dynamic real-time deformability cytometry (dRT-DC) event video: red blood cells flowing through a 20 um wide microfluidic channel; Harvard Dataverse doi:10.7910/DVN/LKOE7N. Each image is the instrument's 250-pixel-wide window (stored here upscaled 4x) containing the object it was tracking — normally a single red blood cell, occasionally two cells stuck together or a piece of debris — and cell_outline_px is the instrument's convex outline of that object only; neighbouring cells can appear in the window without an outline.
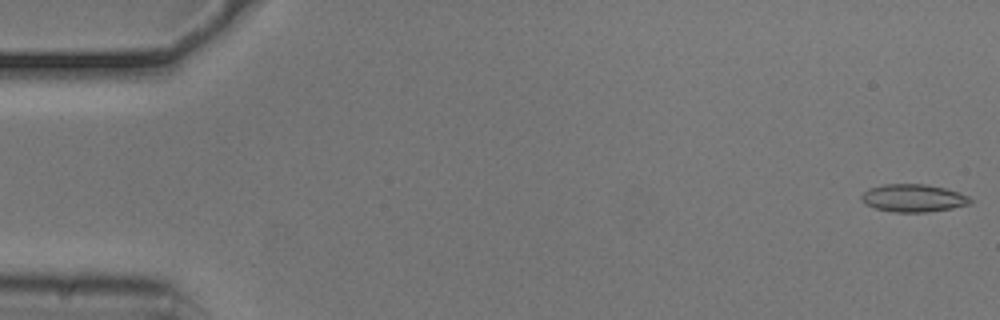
{"species": "common noctule bat (a hibernating species)", "species_latin": "Nyctalus noctula", "temperature_condition": "cold", "stored_images_in_passage": 54, "camera_frame_rate_fps": 3000, "um_per_image_px": 0.085, "animal": {"sex": "male", "body_mass_g": 20.5, "forearm_length_mm": 52.5}, "frame": {"image": 1, "passage_image": 1, "time_ms": 0.0, "image_size_px": [1000, 320], "cell_outline_px": [[972, 204], [952, 208], [928, 212], [892, 212], [876, 208], [864, 204], [860, 200], [860, 196], [868, 188], [884, 184], [924, 184], [944, 188], [968, 196], [972, 200]], "centroid_in_image_um": [77.6, 16.84], "position_along_channel_um": 7.4, "area_um2": 17.63}}
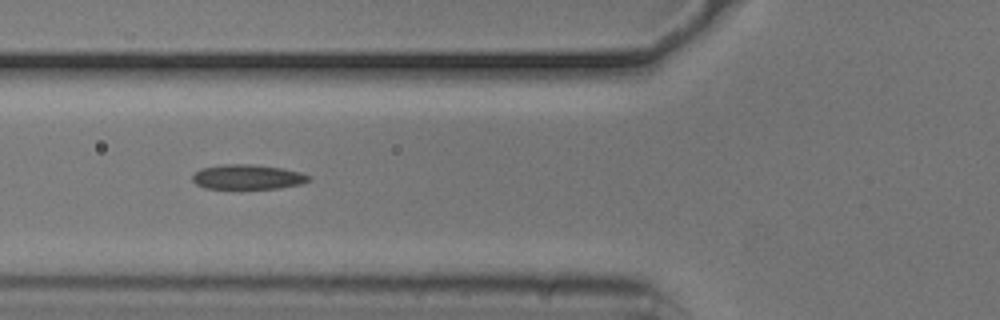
{"frame": {"image": 2, "passage_image": 20, "time_ms": 6.333, "image_size_px": [1000, 320], "cell_outline_px": [[312, 180], [300, 184], [280, 188], [204, 188], [196, 184], [192, 180], [192, 176], [200, 168], [224, 164], [252, 164], [280, 168], [300, 172], [312, 176]], "centroid_in_image_um": [21.06, 15.04], "position_along_channel_um": 104.7, "area_um2": 16.76}}
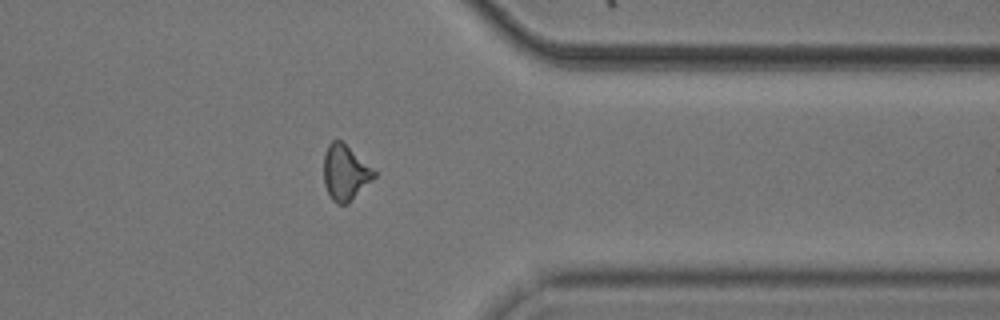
{"frame": {"image": 3, "passage_image": 43, "time_ms": 14.0, "image_size_px": [1000, 320], "cell_outline_px": [[376, 176], [348, 204], [336, 204], [332, 200], [324, 184], [324, 152], [328, 144], [332, 140], [340, 140], [376, 172]], "centroid_in_image_um": [29.32, 14.69], "position_along_channel_um": 382.1, "area_um2": 16.01}, "authors_computed_cell_mechanics": {"area_um2": 16.473, "velocity_mm_per_s": 3.7348, "shape_relaxation_time_tau1_ms": null, "shape_relaxation_time_tau2_ms": 3.1135, "deformation_change_tau1": null, "deformation_change_tau2": 0.1127}}